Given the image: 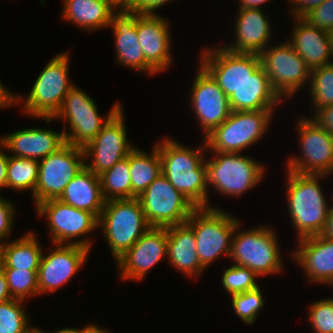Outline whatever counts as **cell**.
<instances>
[{
	"instance_id": "6da1fadb",
	"label": "cell",
	"mask_w": 333,
	"mask_h": 333,
	"mask_svg": "<svg viewBox=\"0 0 333 333\" xmlns=\"http://www.w3.org/2000/svg\"><path fill=\"white\" fill-rule=\"evenodd\" d=\"M162 140L161 143L156 142L161 157L162 174L196 208H210L207 167L203 154L205 150L208 151L206 142L194 150L174 139L166 137Z\"/></svg>"
},
{
	"instance_id": "7a4b0ae2",
	"label": "cell",
	"mask_w": 333,
	"mask_h": 333,
	"mask_svg": "<svg viewBox=\"0 0 333 333\" xmlns=\"http://www.w3.org/2000/svg\"><path fill=\"white\" fill-rule=\"evenodd\" d=\"M286 175L289 215L298 239L320 235L331 207L319 184L326 175H303L289 170Z\"/></svg>"
},
{
	"instance_id": "3957f363",
	"label": "cell",
	"mask_w": 333,
	"mask_h": 333,
	"mask_svg": "<svg viewBox=\"0 0 333 333\" xmlns=\"http://www.w3.org/2000/svg\"><path fill=\"white\" fill-rule=\"evenodd\" d=\"M98 227L117 261L151 228L137 198L109 200L98 218Z\"/></svg>"
},
{
	"instance_id": "277c9868",
	"label": "cell",
	"mask_w": 333,
	"mask_h": 333,
	"mask_svg": "<svg viewBox=\"0 0 333 333\" xmlns=\"http://www.w3.org/2000/svg\"><path fill=\"white\" fill-rule=\"evenodd\" d=\"M186 224L195 234L199 261L207 268L222 254L230 257L232 236L241 223L231 214L211 206L196 208Z\"/></svg>"
},
{
	"instance_id": "5b68a950",
	"label": "cell",
	"mask_w": 333,
	"mask_h": 333,
	"mask_svg": "<svg viewBox=\"0 0 333 333\" xmlns=\"http://www.w3.org/2000/svg\"><path fill=\"white\" fill-rule=\"evenodd\" d=\"M116 103L109 110L106 118L99 115L95 101L77 86H73L64 97L59 111L53 118H41L49 123L55 118H62L69 123L71 131H66L64 125L65 142L75 147L84 148L101 131L102 127L121 108Z\"/></svg>"
},
{
	"instance_id": "8992f818",
	"label": "cell",
	"mask_w": 333,
	"mask_h": 333,
	"mask_svg": "<svg viewBox=\"0 0 333 333\" xmlns=\"http://www.w3.org/2000/svg\"><path fill=\"white\" fill-rule=\"evenodd\" d=\"M239 226L232 236L230 258L234 264L249 268L258 277L280 272L283 264L276 233L267 226L244 231L238 230Z\"/></svg>"
},
{
	"instance_id": "52a82bcc",
	"label": "cell",
	"mask_w": 333,
	"mask_h": 333,
	"mask_svg": "<svg viewBox=\"0 0 333 333\" xmlns=\"http://www.w3.org/2000/svg\"><path fill=\"white\" fill-rule=\"evenodd\" d=\"M272 114L273 110L231 111L221 125L204 137L207 149L241 154L267 132Z\"/></svg>"
},
{
	"instance_id": "ba28073f",
	"label": "cell",
	"mask_w": 333,
	"mask_h": 333,
	"mask_svg": "<svg viewBox=\"0 0 333 333\" xmlns=\"http://www.w3.org/2000/svg\"><path fill=\"white\" fill-rule=\"evenodd\" d=\"M69 53H60L53 57L23 100V110L34 118H53L59 111L64 97L74 86L69 81Z\"/></svg>"
},
{
	"instance_id": "9c48e42d",
	"label": "cell",
	"mask_w": 333,
	"mask_h": 333,
	"mask_svg": "<svg viewBox=\"0 0 333 333\" xmlns=\"http://www.w3.org/2000/svg\"><path fill=\"white\" fill-rule=\"evenodd\" d=\"M211 161L205 160L208 187L213 186L220 194L239 196L264 177V166L251 157L240 153L213 152Z\"/></svg>"
},
{
	"instance_id": "30bf717a",
	"label": "cell",
	"mask_w": 333,
	"mask_h": 333,
	"mask_svg": "<svg viewBox=\"0 0 333 333\" xmlns=\"http://www.w3.org/2000/svg\"><path fill=\"white\" fill-rule=\"evenodd\" d=\"M150 227L167 228L186 223L196 207L160 174L137 197Z\"/></svg>"
},
{
	"instance_id": "8fae6325",
	"label": "cell",
	"mask_w": 333,
	"mask_h": 333,
	"mask_svg": "<svg viewBox=\"0 0 333 333\" xmlns=\"http://www.w3.org/2000/svg\"><path fill=\"white\" fill-rule=\"evenodd\" d=\"M85 167L83 148L65 143L39 161V174L35 192V205L59 199L66 185Z\"/></svg>"
},
{
	"instance_id": "7c38bea8",
	"label": "cell",
	"mask_w": 333,
	"mask_h": 333,
	"mask_svg": "<svg viewBox=\"0 0 333 333\" xmlns=\"http://www.w3.org/2000/svg\"><path fill=\"white\" fill-rule=\"evenodd\" d=\"M270 47L263 50L259 58L272 88L283 100V96L284 98L293 96L298 89L309 82L311 69L289 42Z\"/></svg>"
},
{
	"instance_id": "4fadbf2b",
	"label": "cell",
	"mask_w": 333,
	"mask_h": 333,
	"mask_svg": "<svg viewBox=\"0 0 333 333\" xmlns=\"http://www.w3.org/2000/svg\"><path fill=\"white\" fill-rule=\"evenodd\" d=\"M301 157L288 158L287 170L303 175L333 173V136L311 118H300L297 125Z\"/></svg>"
},
{
	"instance_id": "5bb4252c",
	"label": "cell",
	"mask_w": 333,
	"mask_h": 333,
	"mask_svg": "<svg viewBox=\"0 0 333 333\" xmlns=\"http://www.w3.org/2000/svg\"><path fill=\"white\" fill-rule=\"evenodd\" d=\"M36 209L37 215H44L48 220L47 224L54 246L65 243V245L73 244L91 249V240L75 241L72 238H79L98 228V219L92 213L74 208L59 199L37 204Z\"/></svg>"
},
{
	"instance_id": "9a60e30c",
	"label": "cell",
	"mask_w": 333,
	"mask_h": 333,
	"mask_svg": "<svg viewBox=\"0 0 333 333\" xmlns=\"http://www.w3.org/2000/svg\"><path fill=\"white\" fill-rule=\"evenodd\" d=\"M124 113L121 107L102 127L95 138L83 148L85 167L96 175L112 168L118 161L127 157L134 148L127 139L124 124Z\"/></svg>"
},
{
	"instance_id": "2e32d148",
	"label": "cell",
	"mask_w": 333,
	"mask_h": 333,
	"mask_svg": "<svg viewBox=\"0 0 333 333\" xmlns=\"http://www.w3.org/2000/svg\"><path fill=\"white\" fill-rule=\"evenodd\" d=\"M212 49H203L200 65L213 77L227 97L261 66L258 54L236 53L222 46Z\"/></svg>"
},
{
	"instance_id": "e0dca14e",
	"label": "cell",
	"mask_w": 333,
	"mask_h": 333,
	"mask_svg": "<svg viewBox=\"0 0 333 333\" xmlns=\"http://www.w3.org/2000/svg\"><path fill=\"white\" fill-rule=\"evenodd\" d=\"M191 88V107L205 137L230 115L229 98L213 77L200 65Z\"/></svg>"
},
{
	"instance_id": "ac0fdd59",
	"label": "cell",
	"mask_w": 333,
	"mask_h": 333,
	"mask_svg": "<svg viewBox=\"0 0 333 333\" xmlns=\"http://www.w3.org/2000/svg\"><path fill=\"white\" fill-rule=\"evenodd\" d=\"M167 228L151 227L116 263L123 280H142L162 258L167 257Z\"/></svg>"
},
{
	"instance_id": "d6986e66",
	"label": "cell",
	"mask_w": 333,
	"mask_h": 333,
	"mask_svg": "<svg viewBox=\"0 0 333 333\" xmlns=\"http://www.w3.org/2000/svg\"><path fill=\"white\" fill-rule=\"evenodd\" d=\"M89 252L79 245L56 244L46 256L42 253L37 271L39 294L55 292L69 282L84 265Z\"/></svg>"
},
{
	"instance_id": "ffe728a7",
	"label": "cell",
	"mask_w": 333,
	"mask_h": 333,
	"mask_svg": "<svg viewBox=\"0 0 333 333\" xmlns=\"http://www.w3.org/2000/svg\"><path fill=\"white\" fill-rule=\"evenodd\" d=\"M166 19L158 14L136 13V29L145 61L157 72L170 67V28Z\"/></svg>"
},
{
	"instance_id": "44dd1931",
	"label": "cell",
	"mask_w": 333,
	"mask_h": 333,
	"mask_svg": "<svg viewBox=\"0 0 333 333\" xmlns=\"http://www.w3.org/2000/svg\"><path fill=\"white\" fill-rule=\"evenodd\" d=\"M114 31L116 59L120 65L128 66L140 72L157 74L145 61L136 29V13L128 10H118L111 18L109 25Z\"/></svg>"
},
{
	"instance_id": "7402d4cb",
	"label": "cell",
	"mask_w": 333,
	"mask_h": 333,
	"mask_svg": "<svg viewBox=\"0 0 333 333\" xmlns=\"http://www.w3.org/2000/svg\"><path fill=\"white\" fill-rule=\"evenodd\" d=\"M0 143L12 157L29 158L40 161L56 152L66 142L63 132L51 129L29 128L14 131L0 138Z\"/></svg>"
},
{
	"instance_id": "603a6c76",
	"label": "cell",
	"mask_w": 333,
	"mask_h": 333,
	"mask_svg": "<svg viewBox=\"0 0 333 333\" xmlns=\"http://www.w3.org/2000/svg\"><path fill=\"white\" fill-rule=\"evenodd\" d=\"M294 260L311 282L333 285V239L321 235L299 239Z\"/></svg>"
},
{
	"instance_id": "cb8c5ba5",
	"label": "cell",
	"mask_w": 333,
	"mask_h": 333,
	"mask_svg": "<svg viewBox=\"0 0 333 333\" xmlns=\"http://www.w3.org/2000/svg\"><path fill=\"white\" fill-rule=\"evenodd\" d=\"M291 41L287 40L298 55L312 70L332 64L329 58L333 55V44L330 33L309 24L302 17L295 18Z\"/></svg>"
},
{
	"instance_id": "d4e9b609",
	"label": "cell",
	"mask_w": 333,
	"mask_h": 333,
	"mask_svg": "<svg viewBox=\"0 0 333 333\" xmlns=\"http://www.w3.org/2000/svg\"><path fill=\"white\" fill-rule=\"evenodd\" d=\"M235 24L234 44L224 47L236 53L260 54L268 47L271 38L270 22L258 8H240Z\"/></svg>"
},
{
	"instance_id": "484cf974",
	"label": "cell",
	"mask_w": 333,
	"mask_h": 333,
	"mask_svg": "<svg viewBox=\"0 0 333 333\" xmlns=\"http://www.w3.org/2000/svg\"><path fill=\"white\" fill-rule=\"evenodd\" d=\"M228 98L231 111L273 110L277 103H281L262 66Z\"/></svg>"
},
{
	"instance_id": "4316f807",
	"label": "cell",
	"mask_w": 333,
	"mask_h": 333,
	"mask_svg": "<svg viewBox=\"0 0 333 333\" xmlns=\"http://www.w3.org/2000/svg\"><path fill=\"white\" fill-rule=\"evenodd\" d=\"M167 260L187 276L196 277L204 272L197 255L196 237L193 230L186 224L167 227ZM194 275V276H193Z\"/></svg>"
},
{
	"instance_id": "83f0119b",
	"label": "cell",
	"mask_w": 333,
	"mask_h": 333,
	"mask_svg": "<svg viewBox=\"0 0 333 333\" xmlns=\"http://www.w3.org/2000/svg\"><path fill=\"white\" fill-rule=\"evenodd\" d=\"M59 200L92 213L97 219L105 205L99 176L84 167L65 187Z\"/></svg>"
},
{
	"instance_id": "f1b7e54d",
	"label": "cell",
	"mask_w": 333,
	"mask_h": 333,
	"mask_svg": "<svg viewBox=\"0 0 333 333\" xmlns=\"http://www.w3.org/2000/svg\"><path fill=\"white\" fill-rule=\"evenodd\" d=\"M63 4V18L91 32L109 27L118 11L108 0H64Z\"/></svg>"
},
{
	"instance_id": "f546056e",
	"label": "cell",
	"mask_w": 333,
	"mask_h": 333,
	"mask_svg": "<svg viewBox=\"0 0 333 333\" xmlns=\"http://www.w3.org/2000/svg\"><path fill=\"white\" fill-rule=\"evenodd\" d=\"M2 269L38 270L43 248L32 231L12 242L0 243Z\"/></svg>"
},
{
	"instance_id": "4dcf8cb0",
	"label": "cell",
	"mask_w": 333,
	"mask_h": 333,
	"mask_svg": "<svg viewBox=\"0 0 333 333\" xmlns=\"http://www.w3.org/2000/svg\"><path fill=\"white\" fill-rule=\"evenodd\" d=\"M152 150V154L149 155L134 147L129 153L131 199L139 197L162 174V163L157 144Z\"/></svg>"
},
{
	"instance_id": "1f68e13d",
	"label": "cell",
	"mask_w": 333,
	"mask_h": 333,
	"mask_svg": "<svg viewBox=\"0 0 333 333\" xmlns=\"http://www.w3.org/2000/svg\"><path fill=\"white\" fill-rule=\"evenodd\" d=\"M98 176L105 201L131 199L129 154Z\"/></svg>"
},
{
	"instance_id": "d6a6232c",
	"label": "cell",
	"mask_w": 333,
	"mask_h": 333,
	"mask_svg": "<svg viewBox=\"0 0 333 333\" xmlns=\"http://www.w3.org/2000/svg\"><path fill=\"white\" fill-rule=\"evenodd\" d=\"M39 161L29 158L9 156L7 165V188L31 190L32 195L38 181Z\"/></svg>"
},
{
	"instance_id": "836d02e7",
	"label": "cell",
	"mask_w": 333,
	"mask_h": 333,
	"mask_svg": "<svg viewBox=\"0 0 333 333\" xmlns=\"http://www.w3.org/2000/svg\"><path fill=\"white\" fill-rule=\"evenodd\" d=\"M310 94L314 109L333 104V63L311 70Z\"/></svg>"
},
{
	"instance_id": "e575fe53",
	"label": "cell",
	"mask_w": 333,
	"mask_h": 333,
	"mask_svg": "<svg viewBox=\"0 0 333 333\" xmlns=\"http://www.w3.org/2000/svg\"><path fill=\"white\" fill-rule=\"evenodd\" d=\"M23 302L11 299L0 303V333H35V327L29 326Z\"/></svg>"
},
{
	"instance_id": "d590c367",
	"label": "cell",
	"mask_w": 333,
	"mask_h": 333,
	"mask_svg": "<svg viewBox=\"0 0 333 333\" xmlns=\"http://www.w3.org/2000/svg\"><path fill=\"white\" fill-rule=\"evenodd\" d=\"M13 299L23 300L39 295L38 270L2 269Z\"/></svg>"
},
{
	"instance_id": "8d00e7d4",
	"label": "cell",
	"mask_w": 333,
	"mask_h": 333,
	"mask_svg": "<svg viewBox=\"0 0 333 333\" xmlns=\"http://www.w3.org/2000/svg\"><path fill=\"white\" fill-rule=\"evenodd\" d=\"M258 286L256 289L231 295L232 307L235 313L246 323L253 324L258 312L263 308L265 302L263 293Z\"/></svg>"
},
{
	"instance_id": "74e56055",
	"label": "cell",
	"mask_w": 333,
	"mask_h": 333,
	"mask_svg": "<svg viewBox=\"0 0 333 333\" xmlns=\"http://www.w3.org/2000/svg\"><path fill=\"white\" fill-rule=\"evenodd\" d=\"M257 277L249 268L233 264L224 271L222 285L231 296L256 289L259 286L256 281Z\"/></svg>"
},
{
	"instance_id": "f35d334b",
	"label": "cell",
	"mask_w": 333,
	"mask_h": 333,
	"mask_svg": "<svg viewBox=\"0 0 333 333\" xmlns=\"http://www.w3.org/2000/svg\"><path fill=\"white\" fill-rule=\"evenodd\" d=\"M308 313L315 333H333V298L311 304Z\"/></svg>"
},
{
	"instance_id": "ab89813d",
	"label": "cell",
	"mask_w": 333,
	"mask_h": 333,
	"mask_svg": "<svg viewBox=\"0 0 333 333\" xmlns=\"http://www.w3.org/2000/svg\"><path fill=\"white\" fill-rule=\"evenodd\" d=\"M309 24L330 33L333 29V0H326L303 17Z\"/></svg>"
},
{
	"instance_id": "60d3db41",
	"label": "cell",
	"mask_w": 333,
	"mask_h": 333,
	"mask_svg": "<svg viewBox=\"0 0 333 333\" xmlns=\"http://www.w3.org/2000/svg\"><path fill=\"white\" fill-rule=\"evenodd\" d=\"M15 207L11 201L5 200L0 196V243L10 236L14 220Z\"/></svg>"
},
{
	"instance_id": "b9f144b4",
	"label": "cell",
	"mask_w": 333,
	"mask_h": 333,
	"mask_svg": "<svg viewBox=\"0 0 333 333\" xmlns=\"http://www.w3.org/2000/svg\"><path fill=\"white\" fill-rule=\"evenodd\" d=\"M171 0H132L128 11L140 14H155V10Z\"/></svg>"
},
{
	"instance_id": "7bdbcfd3",
	"label": "cell",
	"mask_w": 333,
	"mask_h": 333,
	"mask_svg": "<svg viewBox=\"0 0 333 333\" xmlns=\"http://www.w3.org/2000/svg\"><path fill=\"white\" fill-rule=\"evenodd\" d=\"M313 115L311 119L333 136V104L318 109Z\"/></svg>"
},
{
	"instance_id": "ee69618b",
	"label": "cell",
	"mask_w": 333,
	"mask_h": 333,
	"mask_svg": "<svg viewBox=\"0 0 333 333\" xmlns=\"http://www.w3.org/2000/svg\"><path fill=\"white\" fill-rule=\"evenodd\" d=\"M324 1L326 0H289L290 4H293L294 7L291 14H295L294 18L303 17L311 9Z\"/></svg>"
},
{
	"instance_id": "f6af8a7d",
	"label": "cell",
	"mask_w": 333,
	"mask_h": 333,
	"mask_svg": "<svg viewBox=\"0 0 333 333\" xmlns=\"http://www.w3.org/2000/svg\"><path fill=\"white\" fill-rule=\"evenodd\" d=\"M22 95L18 96L12 94V92H10L9 89L5 88V86H3V84L0 81V109L1 108H5V107H9L11 105H16L18 103L22 104V100L23 98H21Z\"/></svg>"
},
{
	"instance_id": "bcb514c9",
	"label": "cell",
	"mask_w": 333,
	"mask_h": 333,
	"mask_svg": "<svg viewBox=\"0 0 333 333\" xmlns=\"http://www.w3.org/2000/svg\"><path fill=\"white\" fill-rule=\"evenodd\" d=\"M2 147V148H1ZM0 189L7 188V165L9 155L3 152L4 146L0 143Z\"/></svg>"
},
{
	"instance_id": "7dc6e473",
	"label": "cell",
	"mask_w": 333,
	"mask_h": 333,
	"mask_svg": "<svg viewBox=\"0 0 333 333\" xmlns=\"http://www.w3.org/2000/svg\"><path fill=\"white\" fill-rule=\"evenodd\" d=\"M13 299L10 292H9V286L6 279V276L4 275L3 271L0 272V303L6 302Z\"/></svg>"
},
{
	"instance_id": "c3c4849f",
	"label": "cell",
	"mask_w": 333,
	"mask_h": 333,
	"mask_svg": "<svg viewBox=\"0 0 333 333\" xmlns=\"http://www.w3.org/2000/svg\"><path fill=\"white\" fill-rule=\"evenodd\" d=\"M323 237L333 239V205L330 207L322 233Z\"/></svg>"
},
{
	"instance_id": "681fc988",
	"label": "cell",
	"mask_w": 333,
	"mask_h": 333,
	"mask_svg": "<svg viewBox=\"0 0 333 333\" xmlns=\"http://www.w3.org/2000/svg\"><path fill=\"white\" fill-rule=\"evenodd\" d=\"M95 325L89 324L88 326L83 327L82 329L76 328H62L60 330H55L53 333H88ZM35 333H44L39 328H35ZM46 333V332H45Z\"/></svg>"
},
{
	"instance_id": "f907efd6",
	"label": "cell",
	"mask_w": 333,
	"mask_h": 333,
	"mask_svg": "<svg viewBox=\"0 0 333 333\" xmlns=\"http://www.w3.org/2000/svg\"><path fill=\"white\" fill-rule=\"evenodd\" d=\"M270 0H239V8H258L260 9L261 4H264Z\"/></svg>"
},
{
	"instance_id": "816d5d0a",
	"label": "cell",
	"mask_w": 333,
	"mask_h": 333,
	"mask_svg": "<svg viewBox=\"0 0 333 333\" xmlns=\"http://www.w3.org/2000/svg\"><path fill=\"white\" fill-rule=\"evenodd\" d=\"M116 9L118 10H127L132 0H108Z\"/></svg>"
},
{
	"instance_id": "f5cc1de1",
	"label": "cell",
	"mask_w": 333,
	"mask_h": 333,
	"mask_svg": "<svg viewBox=\"0 0 333 333\" xmlns=\"http://www.w3.org/2000/svg\"><path fill=\"white\" fill-rule=\"evenodd\" d=\"M88 333H109V332L95 325Z\"/></svg>"
},
{
	"instance_id": "db71d44e",
	"label": "cell",
	"mask_w": 333,
	"mask_h": 333,
	"mask_svg": "<svg viewBox=\"0 0 333 333\" xmlns=\"http://www.w3.org/2000/svg\"><path fill=\"white\" fill-rule=\"evenodd\" d=\"M2 268H3V255L0 249V272H2Z\"/></svg>"
},
{
	"instance_id": "11a10c76",
	"label": "cell",
	"mask_w": 333,
	"mask_h": 333,
	"mask_svg": "<svg viewBox=\"0 0 333 333\" xmlns=\"http://www.w3.org/2000/svg\"><path fill=\"white\" fill-rule=\"evenodd\" d=\"M330 36H331V42H332V44H333V29H332V31L330 32Z\"/></svg>"
}]
</instances>
